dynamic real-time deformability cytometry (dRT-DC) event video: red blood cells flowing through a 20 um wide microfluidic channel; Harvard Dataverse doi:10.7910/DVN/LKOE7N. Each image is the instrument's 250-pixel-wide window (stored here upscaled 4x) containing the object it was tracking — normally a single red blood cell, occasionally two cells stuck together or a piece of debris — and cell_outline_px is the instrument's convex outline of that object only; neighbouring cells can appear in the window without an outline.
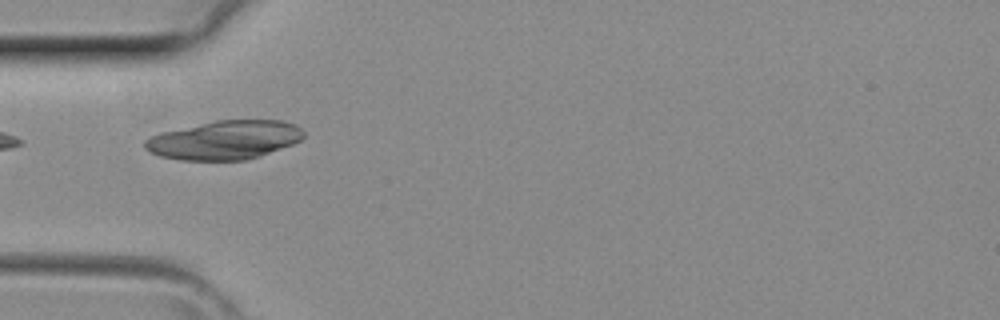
{"species": "common noctule bat (a hibernating species)", "species_latin": "Nyctalus noctula", "temperature_condition": "room temperature", "stored_images_in_passage": 4, "camera_frame_rate_fps": 3000, "um_per_image_px": 0.085, "animal": {"sex": "female", "body_mass_g": 29.2, "forearm_length_mm": 56.3}, "frame": {"image": 1, "passage_image": 4, "time_ms": 1.0, "image_size_px": [1000, 320], "cell_outline_px": [[304, 136], [300, 140], [292, 144], [260, 156], [244, 160], [180, 160], [160, 156], [148, 152], [144, 148], [144, 140], [160, 132], [216, 120], [284, 120], [296, 124], [304, 132]], "centroid_in_image_um": [19.07, 11.9], "position_along_channel_um": 65.9, "area_um2": 36.01}}